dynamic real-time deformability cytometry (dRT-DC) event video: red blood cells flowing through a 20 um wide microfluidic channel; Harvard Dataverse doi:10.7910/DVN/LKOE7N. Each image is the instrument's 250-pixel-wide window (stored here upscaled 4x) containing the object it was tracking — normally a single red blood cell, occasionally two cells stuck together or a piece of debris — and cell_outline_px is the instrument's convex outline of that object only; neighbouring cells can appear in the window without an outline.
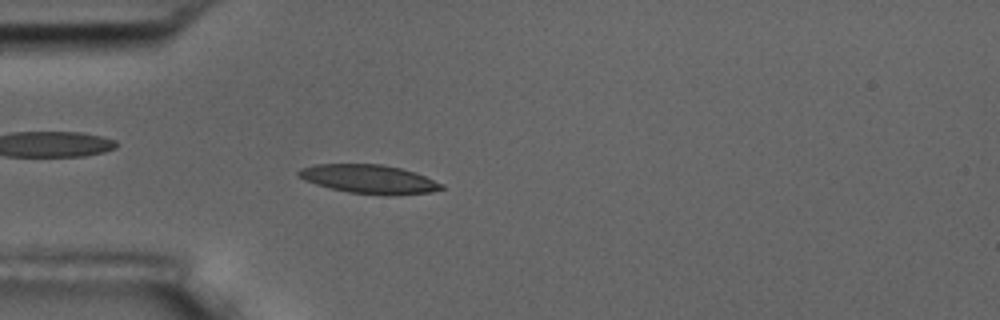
{"species": "common noctule bat (a hibernating species)", "species_latin": "Nyctalus noctula", "temperature_condition": "room temperature", "stored_images_in_passage": 56, "camera_frame_rate_fps": 3000, "um_per_image_px": 0.085, "animal": {"sex": "male", "body_mass_g": 17.5, "forearm_length_mm": 52.3}, "frame": {"image": 1, "passage_image": 16, "time_ms": 5.0, "image_size_px": [1000, 320], "cell_outline_px": [[444, 188], [432, 192], [388, 196], [348, 192], [316, 184], [304, 180], [296, 172], [300, 168], [316, 164], [380, 164], [400, 168], [416, 172], [444, 184]], "centroid_in_image_um": [31.4, 15.23], "position_along_channel_um": 53.6, "area_um2": 24.04}}
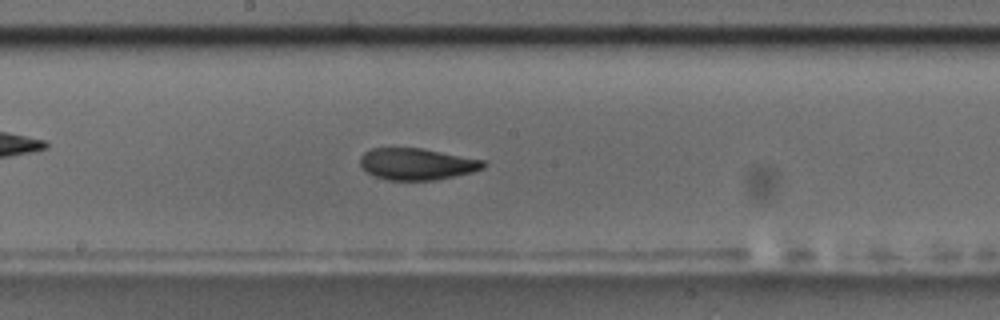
{"frame": {"image": 2, "passage_image": 30, "time_ms": 9.667, "image_size_px": [1000, 320], "cell_outline_px": [[488, 164], [484, 168], [472, 172], [436, 180], [388, 180], [376, 176], [368, 172], [360, 164], [360, 156], [364, 152], [372, 148], [424, 148], [484, 160]], "centroid_in_image_um": [35.47, 13.93], "position_along_channel_um": 212.7, "area_um2": 22.77}}
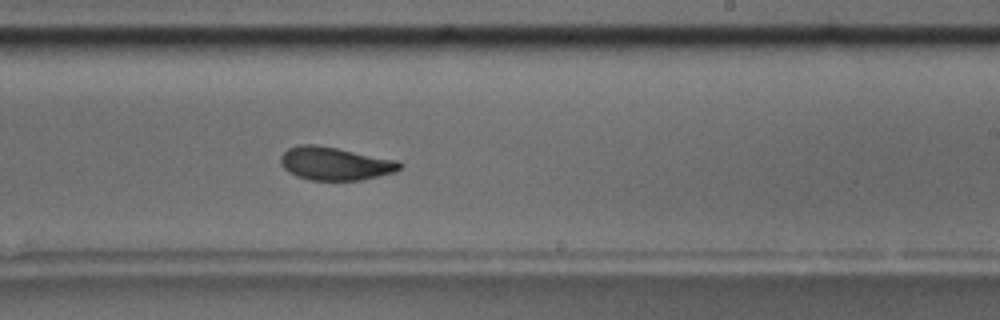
{"frame": {"image": 3, "passage_image": 34, "time_ms": 11.0, "image_size_px": [1000, 320], "cell_outline_px": [[404, 164], [396, 172], [380, 176], [360, 180], [312, 180], [296, 176], [288, 172], [280, 164], [280, 156], [288, 148], [300, 144], [316, 144], [400, 160]], "centroid_in_image_um": [28.5, 13.9], "position_along_channel_um": 260.5, "area_um2": 23.29}, "authors_computed_cell_mechanics": {"area_um2": 23.2645, "velocity_mm_per_s": 3.587, "shape_relaxation_time_tau1_ms": 5.4096, "shape_relaxation_time_tau2_ms": 1.9035, "deformation_change_tau1": 0.1692, "deformation_change_tau2": 0.0623}}